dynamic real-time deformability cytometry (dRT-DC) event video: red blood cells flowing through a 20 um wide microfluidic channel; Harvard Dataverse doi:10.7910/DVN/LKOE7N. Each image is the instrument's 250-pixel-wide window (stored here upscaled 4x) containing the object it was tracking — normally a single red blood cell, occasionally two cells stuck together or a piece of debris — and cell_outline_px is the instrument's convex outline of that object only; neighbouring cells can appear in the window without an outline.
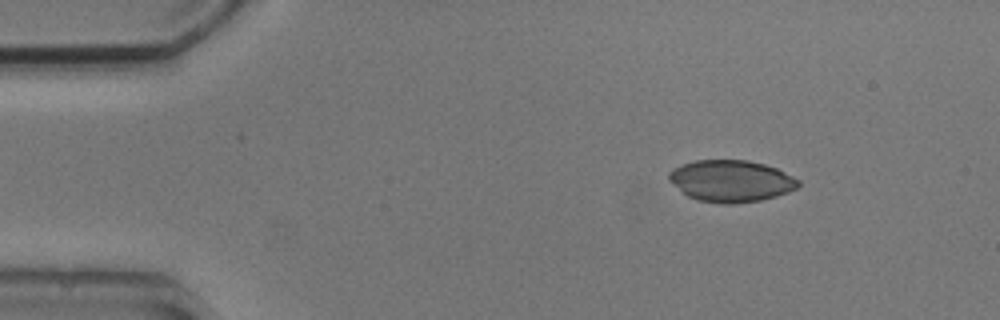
{"species": "common noctule bat (a hibernating species)", "species_latin": "Nyctalus noctula", "temperature_condition": "cold", "stored_images_in_passage": 4, "camera_frame_rate_fps": 3000, "um_per_image_px": 0.085, "animal": {"sex": "male", "body_mass_g": 20.5, "forearm_length_mm": 52.5}, "frame": {"image": 1, "passage_image": 1, "time_ms": 0.0, "image_size_px": [1000, 320], "cell_outline_px": [[800, 184], [796, 188], [788, 192], [776, 196], [760, 200], [736, 204], [720, 204], [696, 200], [688, 196], [668, 180], [668, 172], [672, 168], [680, 164], [696, 160], [748, 160], [764, 164], [776, 168], [800, 180]], "centroid_in_image_um": [62.11, 15.38], "position_along_channel_um": 22.9, "area_um2": 31.67}}